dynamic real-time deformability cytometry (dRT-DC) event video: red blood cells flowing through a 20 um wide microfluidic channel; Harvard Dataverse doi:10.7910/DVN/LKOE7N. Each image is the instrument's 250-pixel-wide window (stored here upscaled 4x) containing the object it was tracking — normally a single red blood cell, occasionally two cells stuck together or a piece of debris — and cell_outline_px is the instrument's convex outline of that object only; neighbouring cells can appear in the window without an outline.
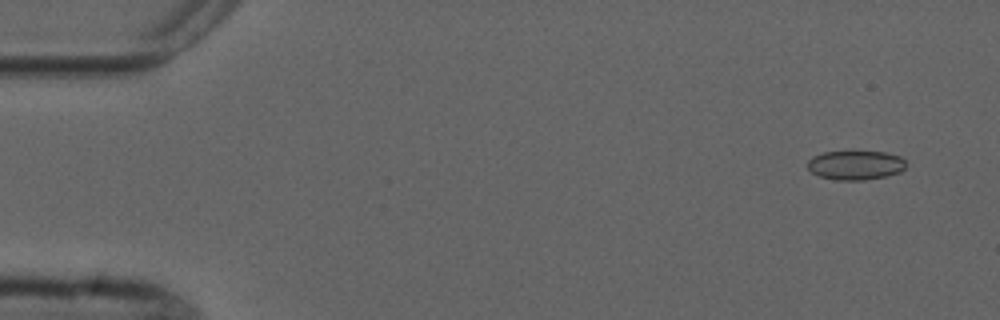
{"species": "common noctule bat (a hibernating species)", "species_latin": "Nyctalus noctula", "temperature_condition": "cold", "stored_images_in_passage": 5, "camera_frame_rate_fps": 3000, "um_per_image_px": 0.085, "animal": {"sex": "male", "forearm_length_mm": 52.5}, "frame": {"image": 1, "passage_image": 1, "time_ms": 0.0, "image_size_px": [1000, 320], "cell_outline_px": [[908, 164], [900, 172], [888, 176], [864, 180], [836, 180], [820, 176], [812, 172], [808, 168], [808, 160], [812, 156], [824, 152], [884, 152], [900, 156]], "centroid_in_image_um": [72.74, 14.04], "position_along_channel_um": 12.3, "area_um2": 16.76}}
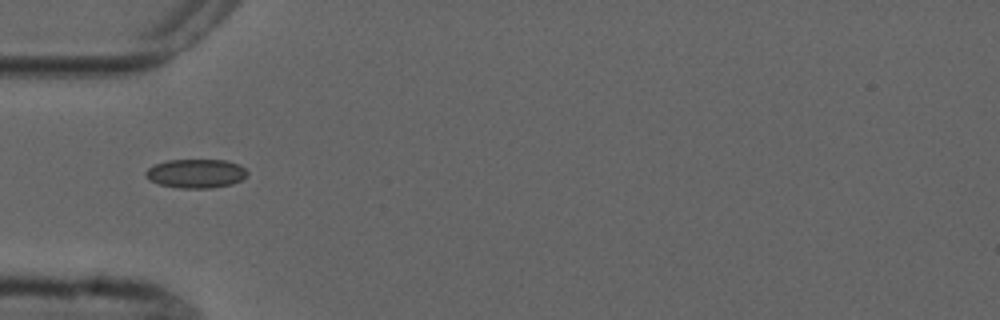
{"frame": {"image": 2, "passage_image": 5, "time_ms": 4.667, "image_size_px": [1000, 320], "cell_outline_px": [[248, 176], [232, 184], [212, 188], [180, 188], [160, 184], [148, 180], [144, 172], [148, 168], [156, 164], [168, 160], [228, 160], [240, 164], [248, 172]], "centroid_in_image_um": [16.68, 14.74], "position_along_channel_um": 68.3, "area_um2": 17.22}}